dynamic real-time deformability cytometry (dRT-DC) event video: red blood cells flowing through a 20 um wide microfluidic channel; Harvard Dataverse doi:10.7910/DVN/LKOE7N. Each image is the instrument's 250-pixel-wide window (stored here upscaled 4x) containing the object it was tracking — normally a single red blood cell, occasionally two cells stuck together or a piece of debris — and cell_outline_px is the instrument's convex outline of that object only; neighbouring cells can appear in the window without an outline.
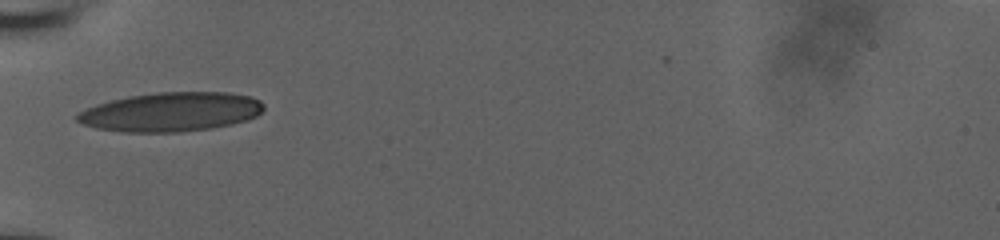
{"species": "human", "species_latin": "Homo sapiens", "temperature_condition": "room temperature", "stored_images_in_passage": 36, "camera_frame_rate_fps": 3000, "um_per_image_px": 0.085, "donor": {"sex": "male"}, "frame": {"image": 1, "passage_image": 1, "time_ms": 0.0, "image_size_px": [1000, 240], "cell_outline_px": [[264, 108], [256, 116], [248, 120], [232, 124], [212, 128], [176, 132], [124, 132], [96, 128], [84, 124], [76, 120], [76, 116], [80, 112], [96, 104], [128, 96], [160, 92], [228, 92], [252, 96], [260, 100], [264, 104]], "centroid_in_image_um": [14.57, 9.51], "position_along_channel_um": 70.4, "area_um2": 42.54}}
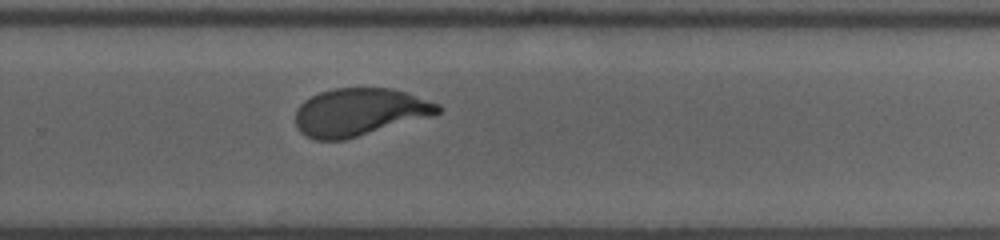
{"frame": {"image": 2, "passage_image": 19, "time_ms": 6.0, "image_size_px": [1000, 240], "cell_outline_px": [[440, 112], [436, 116], [344, 140], [316, 140], [300, 132], [296, 124], [296, 108], [304, 100], [320, 92], [332, 88], [392, 88], [408, 92], [440, 104]], "centroid_in_image_um": [30.6, 9.53], "position_along_channel_um": 299.2, "area_um2": 40.0}}
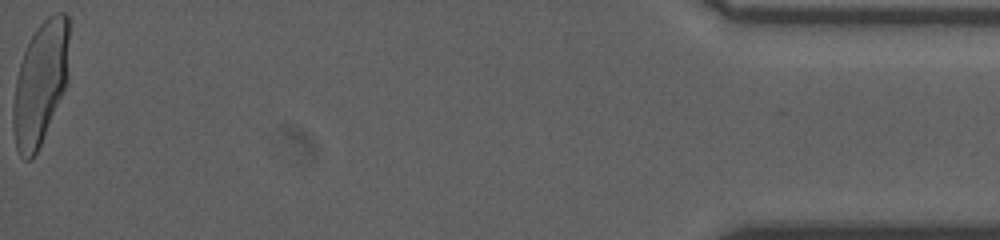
{"frame": {"image": 3, "passage_image": 36, "time_ms": 11.667, "image_size_px": [1000, 240], "cell_outline_px": [[68, 80], [40, 144], [32, 160], [24, 160], [20, 156], [16, 148], [12, 128], [12, 104], [16, 80], [20, 64], [24, 52], [36, 28], [48, 16], [56, 12], [64, 12], [68, 16]], "centroid_in_image_um": [3.41, 7.09], "position_along_channel_um": 431.8, "area_um2": 39.94}, "authors_computed_cell_mechanics": {"area_um2": 40.0843, "velocity_mm_per_s": 3.8544, "shape_relaxation_time_tau1_ms": 3.4452, "shape_relaxation_time_tau2_ms": null, "deformation_change_tau1": 0.1511, "deformation_change_tau2": null}}